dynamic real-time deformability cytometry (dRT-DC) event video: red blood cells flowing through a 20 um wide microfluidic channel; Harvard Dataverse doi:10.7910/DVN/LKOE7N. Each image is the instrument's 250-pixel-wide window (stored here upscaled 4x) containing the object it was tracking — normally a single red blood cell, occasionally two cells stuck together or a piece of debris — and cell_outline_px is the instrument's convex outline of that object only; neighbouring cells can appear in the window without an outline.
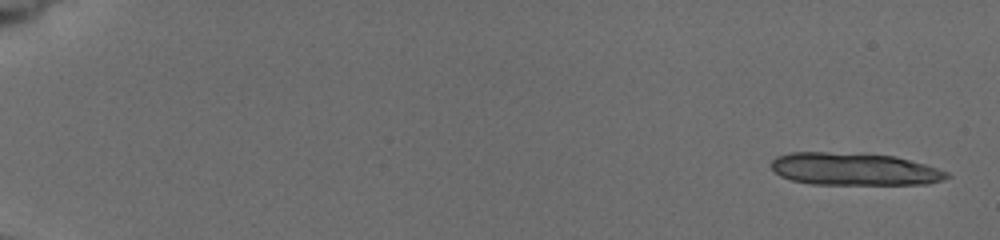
{"species": "common noctule bat (a hibernating species)", "species_latin": "Nyctalus noctula", "temperature_condition": "cold", "stored_images_in_passage": 7, "camera_frame_rate_fps": 3000, "um_per_image_px": 0.085, "animal": {"sex": "female", "body_mass_g": 19.5, "forearm_length_mm": 54.1}, "frame": {"image": 1, "passage_image": 1, "time_ms": 0.0, "image_size_px": [1000, 240], "cell_outline_px": [[952, 176], [928, 184], [812, 184], [792, 180], [780, 176], [772, 168], [772, 160], [776, 156], [792, 152], [828, 152], [896, 156], [924, 164], [948, 172]], "centroid_in_image_um": [72.6, 14.37], "position_along_channel_um": 12.4, "area_um2": 33.0}}